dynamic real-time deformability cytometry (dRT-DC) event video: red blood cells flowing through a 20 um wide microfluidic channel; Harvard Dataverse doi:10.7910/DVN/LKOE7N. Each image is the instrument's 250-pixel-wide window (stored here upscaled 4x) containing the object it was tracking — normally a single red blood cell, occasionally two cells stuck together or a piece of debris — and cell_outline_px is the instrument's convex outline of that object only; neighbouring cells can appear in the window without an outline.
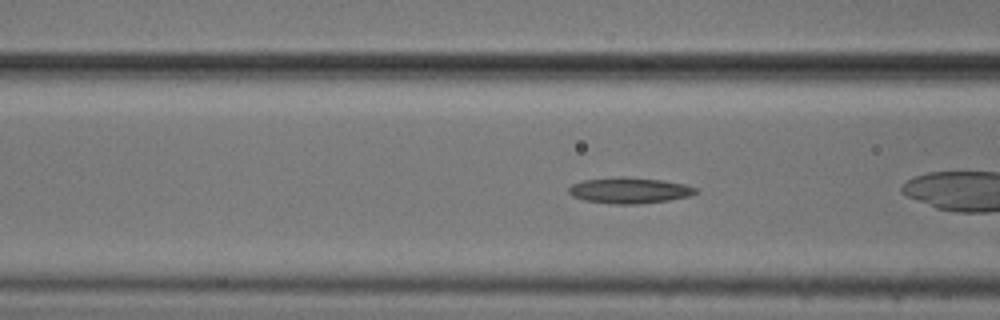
{"species": "common noctule bat (a hibernating species)", "species_latin": "Nyctalus noctula", "temperature_condition": "cold", "stored_images_in_passage": 27, "camera_frame_rate_fps": 3000, "um_per_image_px": 0.085, "animal": {"sex": "male", "body_mass_g": 20.5, "forearm_length_mm": 52.5}, "frame": {"image": 1, "passage_image": 5, "time_ms": 1.333, "image_size_px": [1000, 320], "cell_outline_px": [[696, 192], [688, 196], [668, 200], [636, 204], [612, 204], [584, 200], [572, 196], [568, 192], [568, 188], [572, 184], [584, 180], [620, 176], [624, 176], [660, 180], [684, 184], [696, 188]], "centroid_in_image_um": [53.44, 16.18], "position_along_channel_um": 113.2, "area_um2": 19.02}}